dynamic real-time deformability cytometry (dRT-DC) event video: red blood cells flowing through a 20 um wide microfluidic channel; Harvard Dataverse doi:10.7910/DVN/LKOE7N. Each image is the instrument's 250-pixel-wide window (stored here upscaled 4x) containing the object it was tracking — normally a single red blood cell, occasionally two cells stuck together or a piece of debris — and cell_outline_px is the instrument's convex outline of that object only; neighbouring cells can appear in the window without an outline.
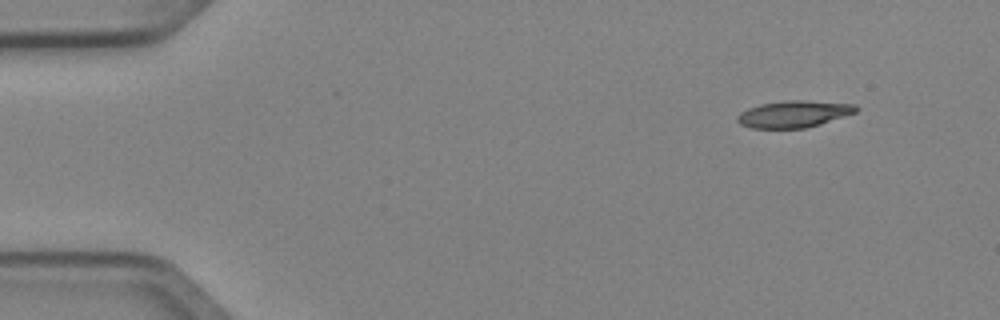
{"species": "Egyptian fruit bat (a non-hibernating species)", "species_latin": "Rousettus aegyptiacus", "temperature_condition": "cold", "stored_images_in_passage": 5, "segment_of_instrument_passage": [1, 2], "camera_frame_rate_fps": 3000, "um_per_image_px": 0.085, "animal": {"sex": "female"}, "frame": {"image": 1, "passage_image": 1, "time_ms": 0.0, "image_size_px": [1000, 320], "cell_outline_px": [[860, 108], [856, 112], [820, 124], [804, 128], [752, 128], [740, 124], [736, 120], [736, 116], [740, 112], [748, 108], [760, 104], [788, 100], [804, 100], [856, 104]], "centroid_in_image_um": [67.47, 9.68], "position_along_channel_um": 17.5, "area_um2": 18.55}}